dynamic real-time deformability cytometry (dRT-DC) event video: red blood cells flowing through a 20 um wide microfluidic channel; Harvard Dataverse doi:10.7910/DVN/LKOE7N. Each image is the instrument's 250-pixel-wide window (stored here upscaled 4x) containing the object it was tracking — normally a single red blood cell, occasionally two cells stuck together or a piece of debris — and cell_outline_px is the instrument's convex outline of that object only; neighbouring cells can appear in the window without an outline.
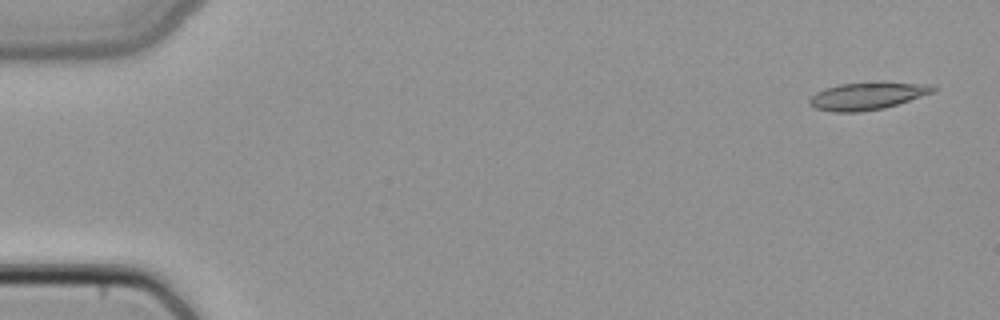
{"species": "common noctule bat (a hibernating species)", "species_latin": "Nyctalus noctula", "temperature_condition": "cold", "stored_images_in_passage": 4, "camera_frame_rate_fps": 3000, "um_per_image_px": 0.085, "animal": {"sex": "female", "body_mass_g": 22.7, "forearm_length_mm": 54.2}, "frame": {"image": 1, "passage_image": 1, "time_ms": 0.0, "image_size_px": [1000, 320], "cell_outline_px": [[936, 92], [884, 108], [860, 112], [832, 112], [816, 108], [808, 104], [808, 100], [816, 92], [824, 88], [840, 84], [936, 84]], "centroid_in_image_um": [73.69, 8.19], "position_along_channel_um": 11.3, "area_um2": 19.19}}
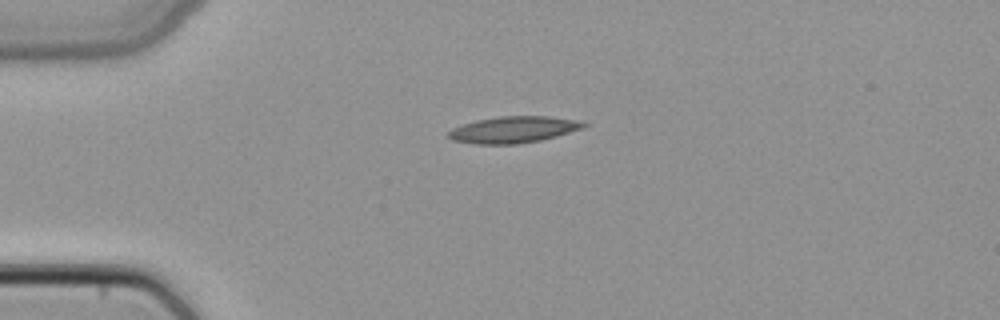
{"frame": {"image": 2, "passage_image": 3, "time_ms": 0.667, "image_size_px": [1000, 320], "cell_outline_px": [[588, 124], [584, 128], [556, 136], [540, 140], [516, 144], [476, 144], [452, 140], [444, 136], [452, 128], [476, 120], [500, 116], [548, 116], [572, 120]], "centroid_in_image_um": [43.58, 11.02], "position_along_channel_um": 41.4, "area_um2": 20.75}}